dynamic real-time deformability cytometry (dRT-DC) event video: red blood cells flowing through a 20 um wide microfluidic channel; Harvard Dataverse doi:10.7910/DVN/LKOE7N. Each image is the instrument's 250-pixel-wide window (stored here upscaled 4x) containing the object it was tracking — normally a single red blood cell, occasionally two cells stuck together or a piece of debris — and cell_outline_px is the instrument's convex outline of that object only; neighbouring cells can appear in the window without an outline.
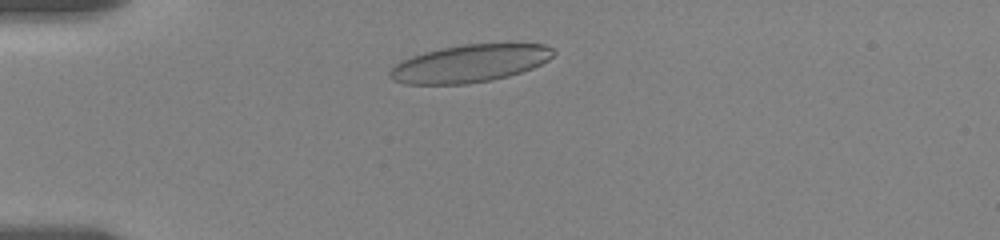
{"species": "human", "species_latin": "Homo sapiens", "temperature_condition": "room temperature", "stored_images_in_passage": 24, "camera_frame_rate_fps": 3000, "um_per_image_px": 0.085, "donor": {"sex": "female"}, "frame": {"image": 1, "passage_image": 4, "time_ms": 1.667, "image_size_px": [1000, 240], "cell_outline_px": [[556, 52], [548, 60], [532, 68], [508, 76], [492, 80], [468, 84], [408, 84], [392, 80], [388, 76], [388, 72], [400, 60], [424, 52], [440, 48], [464, 44], [544, 44], [552, 48]], "centroid_in_image_um": [39.9, 5.4], "position_along_channel_um": 45.1, "area_um2": 35.78}}
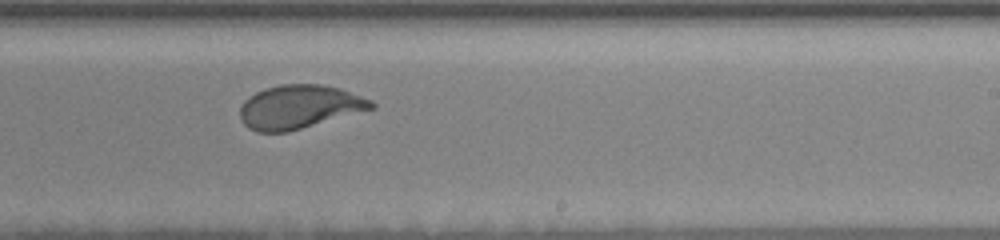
{"frame": {"image": 2, "passage_image": 16, "time_ms": 8.667, "image_size_px": [1000, 240], "cell_outline_px": [[376, 108], [288, 132], [256, 132], [248, 128], [240, 120], [240, 108], [244, 100], [256, 92], [264, 88], [280, 84], [320, 84], [340, 88], [372, 100], [376, 104]], "centroid_in_image_um": [25.44, 9.08], "position_along_channel_um": 263.6, "area_um2": 33.64}}
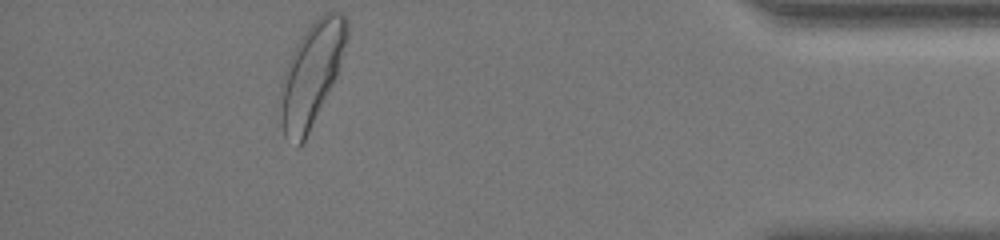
{"frame": {"image": 3, "passage_image": 24, "time_ms": 14.0, "image_size_px": [1000, 240], "cell_outline_px": [[348, 36], [336, 76], [304, 140], [296, 148], [284, 136], [284, 72], [288, 60], [304, 32], [316, 16], [324, 12], [344, 12], [348, 24]], "centroid_in_image_um": [26.55, 6.18], "position_along_channel_um": 408.6, "area_um2": 38.09}, "authors_computed_cell_mechanics": {"area_um2": 35.0846, "velocity_mm_per_s": 3.5097, "shape_relaxation_time_tau1_ms": 3.4021, "shape_relaxation_time_tau2_ms": null, "deformation_change_tau1": 0.149, "deformation_change_tau2": null}}